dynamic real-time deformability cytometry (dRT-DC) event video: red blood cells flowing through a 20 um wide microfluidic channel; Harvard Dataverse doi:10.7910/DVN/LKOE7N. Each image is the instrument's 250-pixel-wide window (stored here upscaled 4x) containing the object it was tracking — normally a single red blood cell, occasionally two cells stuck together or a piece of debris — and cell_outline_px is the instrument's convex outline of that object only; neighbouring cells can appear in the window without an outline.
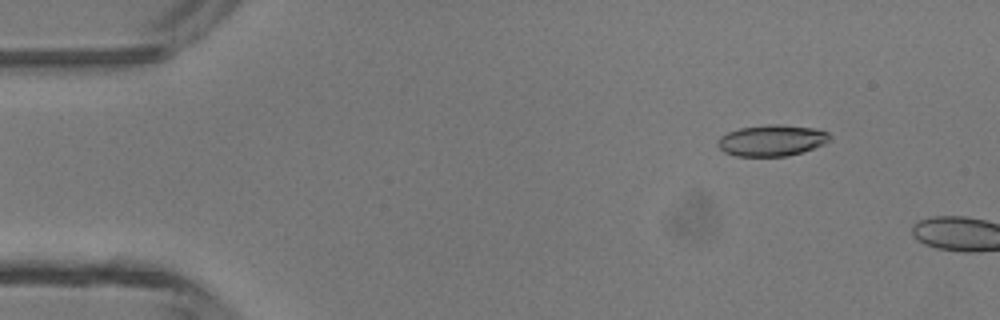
{"species": "common noctule bat (a hibernating species)", "species_latin": "Nyctalus noctula", "temperature_condition": "room temperature", "stored_images_in_passage": 8, "camera_frame_rate_fps": 3000, "um_per_image_px": 0.085, "animal": {"sex": "male", "body_mass_g": 13.3}, "frame": {"image": 1, "passage_image": 6, "time_ms": 1.667, "image_size_px": [1000, 320], "cell_outline_px": [[832, 136], [824, 144], [788, 156], [736, 156], [724, 152], [716, 144], [716, 140], [720, 136], [728, 132], [740, 128], [768, 124], [780, 124], [816, 128], [828, 132]], "centroid_in_image_um": [65.58, 11.93], "position_along_channel_um": 19.4, "area_um2": 20.46}}